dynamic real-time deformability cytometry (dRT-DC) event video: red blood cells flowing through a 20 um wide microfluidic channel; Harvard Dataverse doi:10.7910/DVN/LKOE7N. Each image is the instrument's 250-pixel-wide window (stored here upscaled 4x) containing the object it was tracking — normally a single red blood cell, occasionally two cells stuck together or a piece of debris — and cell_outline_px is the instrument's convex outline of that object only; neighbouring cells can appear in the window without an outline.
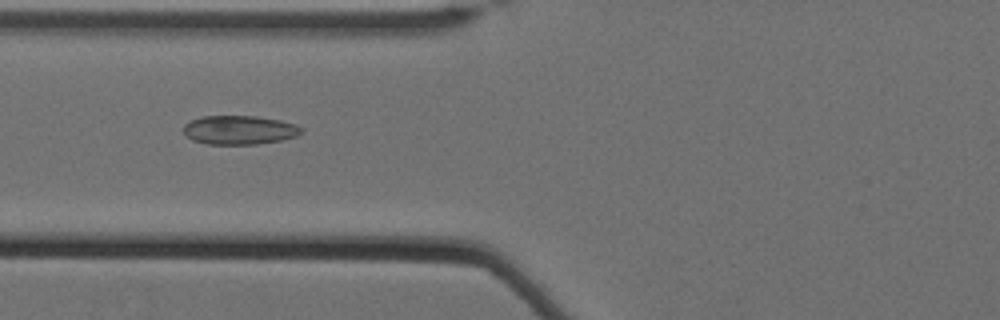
{"species": "Egyptian fruit bat (a non-hibernating species)", "species_latin": "Rousettus aegyptiacus", "temperature_condition": "cold", "stored_images_in_passage": 62, "camera_frame_rate_fps": 3000, "um_per_image_px": 0.085, "animal": {"sex": "female"}, "frame": {"image": 1, "passage_image": 28, "time_ms": 9.0, "image_size_px": [1000, 320], "cell_outline_px": [[304, 132], [296, 136], [280, 140], [256, 144], [204, 144], [192, 140], [184, 132], [184, 124], [192, 120], [204, 116], [256, 116], [280, 120], [296, 124], [304, 128]], "centroid_in_image_um": [20.38, 11.05], "position_along_channel_um": 105.4, "area_um2": 19.88}}
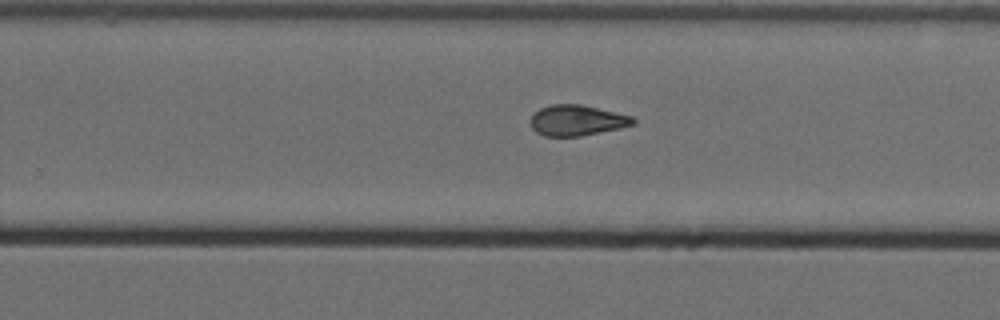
{"frame": {"image": 2, "passage_image": 43, "time_ms": 14.0, "image_size_px": [1000, 320], "cell_outline_px": [[636, 124], [620, 128], [580, 136], [544, 136], [536, 132], [532, 128], [528, 120], [540, 108], [552, 104], [580, 104], [632, 116], [636, 120]], "centroid_in_image_um": [49.02, 10.23], "position_along_channel_um": 280.8, "area_um2": 18.32}}
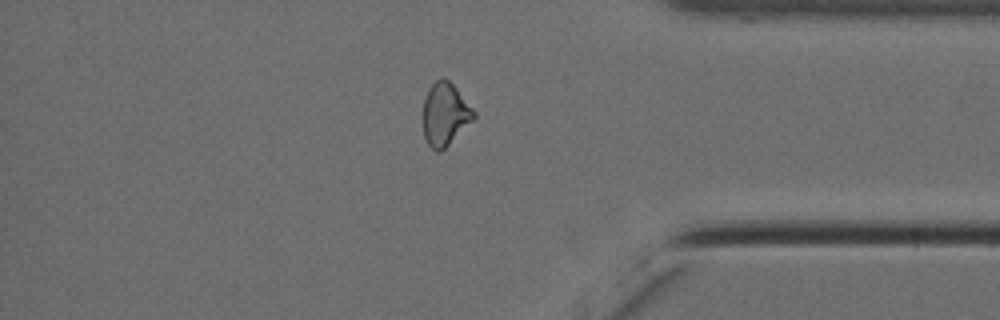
{"frame": {"image": 3, "passage_image": 54, "time_ms": 17.667, "image_size_px": [1000, 320], "cell_outline_px": [[476, 120], [440, 152], [436, 152], [428, 144], [424, 136], [424, 100], [428, 88], [436, 80], [448, 80], [456, 88], [476, 112]], "centroid_in_image_um": [37.87, 9.75], "position_along_channel_um": 397.3, "area_um2": 18.55}, "authors_computed_cell_mechanics": {"area_um2": 19.5653, "velocity_mm_per_s": 3.5031, "shape_relaxation_time_tau1_ms": null, "shape_relaxation_time_tau2_ms": 2.9917, "deformation_change_tau1": null, "deformation_change_tau2": 0.102}}